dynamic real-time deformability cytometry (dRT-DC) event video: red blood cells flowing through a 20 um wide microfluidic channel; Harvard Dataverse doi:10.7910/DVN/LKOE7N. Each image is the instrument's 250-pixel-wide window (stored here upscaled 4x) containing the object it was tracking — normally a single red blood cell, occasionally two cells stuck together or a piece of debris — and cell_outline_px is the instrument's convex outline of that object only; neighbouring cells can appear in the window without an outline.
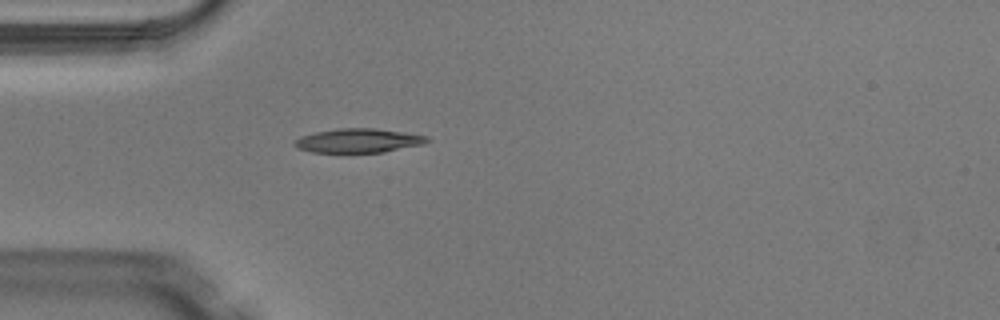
{"species": "Egyptian fruit bat (a non-hibernating species)", "species_latin": "Rousettus aegyptiacus", "temperature_condition": "warm", "stored_images_in_passage": 1, "camera_frame_rate_fps": 3000, "um_per_image_px": 0.085, "animal": {"sex": "male"}, "frame": {"image": 1, "passage_image": 1, "time_ms": 0.0, "image_size_px": [1000, 320], "cell_outline_px": [[432, 140], [424, 144], [384, 152], [312, 152], [296, 148], [292, 144], [300, 136], [316, 132], [336, 128], [372, 128], [404, 132], [428, 136]], "centroid_in_image_um": [30.47, 11.95], "position_along_channel_um": 54.5, "area_um2": 18.67}}